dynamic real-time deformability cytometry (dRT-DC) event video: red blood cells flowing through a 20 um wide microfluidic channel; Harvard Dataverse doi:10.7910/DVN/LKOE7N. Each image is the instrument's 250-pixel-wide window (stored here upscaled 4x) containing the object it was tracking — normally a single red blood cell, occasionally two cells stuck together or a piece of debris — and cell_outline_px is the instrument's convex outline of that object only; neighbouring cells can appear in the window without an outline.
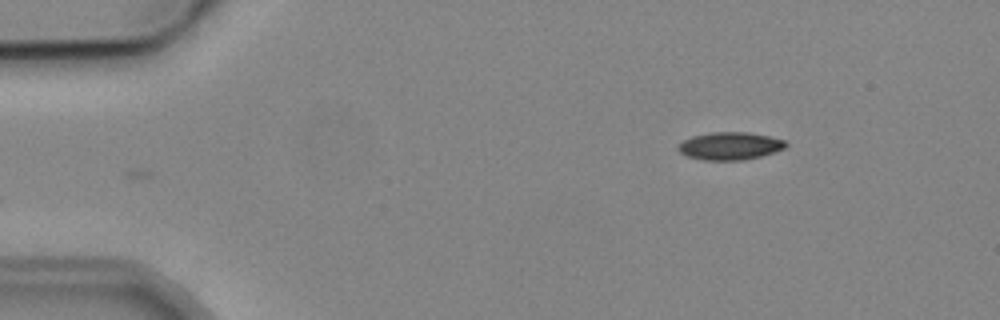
{"species": "common noctule bat (a hibernating species)", "species_latin": "Nyctalus noctula", "temperature_condition": "cold", "stored_images_in_passage": 4, "camera_frame_rate_fps": 3000, "um_per_image_px": 0.085, "animal": {"sex": "male", "body_mass_g": 19.2, "forearm_length_mm": 51.8}, "frame": {"image": 1, "passage_image": 4, "time_ms": 3.667, "image_size_px": [1000, 320], "cell_outline_px": [[788, 144], [784, 148], [760, 156], [744, 160], [704, 160], [688, 156], [680, 152], [676, 148], [684, 140], [692, 136], [712, 132], [748, 132], [768, 136], [784, 140]], "centroid_in_image_um": [62.03, 12.4], "position_along_channel_um": 23.0, "area_um2": 17.17}}